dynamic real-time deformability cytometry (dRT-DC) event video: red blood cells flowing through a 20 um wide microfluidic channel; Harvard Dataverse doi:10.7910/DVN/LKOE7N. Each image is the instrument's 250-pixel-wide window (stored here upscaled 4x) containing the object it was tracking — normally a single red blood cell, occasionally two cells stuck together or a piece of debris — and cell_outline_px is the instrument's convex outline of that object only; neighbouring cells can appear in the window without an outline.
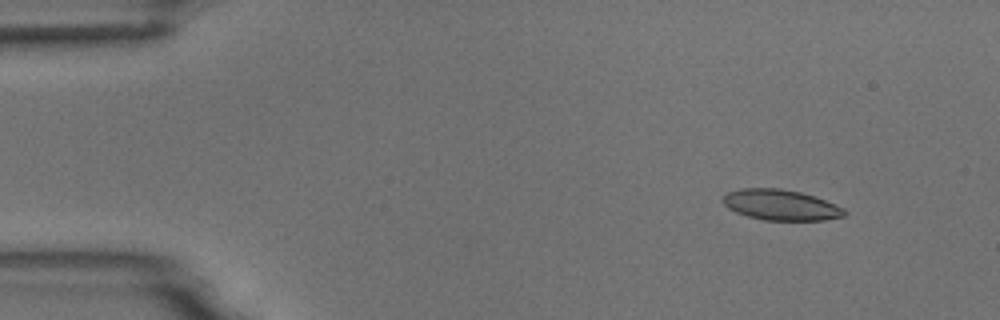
{"species": "common noctule bat (a hibernating species)", "species_latin": "Nyctalus noctula", "temperature_condition": "room temperature", "stored_images_in_passage": 3, "camera_frame_rate_fps": 3000, "um_per_image_px": 0.085, "animal": {"sex": "male", "body_mass_g": 18.8}, "frame": {"image": 1, "passage_image": 1, "time_ms": 0.0, "image_size_px": [1000, 320], "cell_outline_px": [[848, 212], [844, 216], [824, 220], [764, 220], [748, 216], [736, 212], [728, 208], [724, 204], [724, 196], [728, 192], [740, 188], [780, 188], [800, 192], [816, 196], [844, 208]], "centroid_in_image_um": [66.4, 17.41], "position_along_channel_um": 18.6, "area_um2": 21.68}}
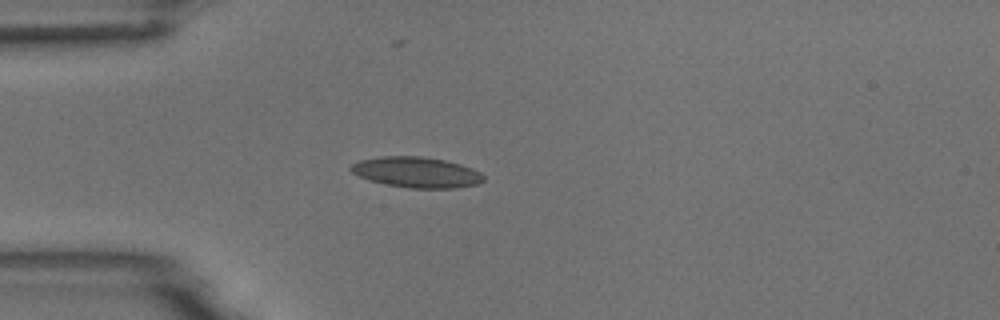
{"frame": {"image": 2, "passage_image": 3, "time_ms": 3.0, "image_size_px": [1000, 320], "cell_outline_px": [[484, 180], [480, 184], [456, 188], [412, 188], [388, 184], [368, 180], [352, 172], [348, 168], [352, 164], [360, 160], [380, 156], [420, 156], [444, 160], [460, 164], [472, 168], [480, 172], [484, 176]], "centroid_in_image_um": [35.43, 14.64], "position_along_channel_um": 49.6, "area_um2": 23.64}}